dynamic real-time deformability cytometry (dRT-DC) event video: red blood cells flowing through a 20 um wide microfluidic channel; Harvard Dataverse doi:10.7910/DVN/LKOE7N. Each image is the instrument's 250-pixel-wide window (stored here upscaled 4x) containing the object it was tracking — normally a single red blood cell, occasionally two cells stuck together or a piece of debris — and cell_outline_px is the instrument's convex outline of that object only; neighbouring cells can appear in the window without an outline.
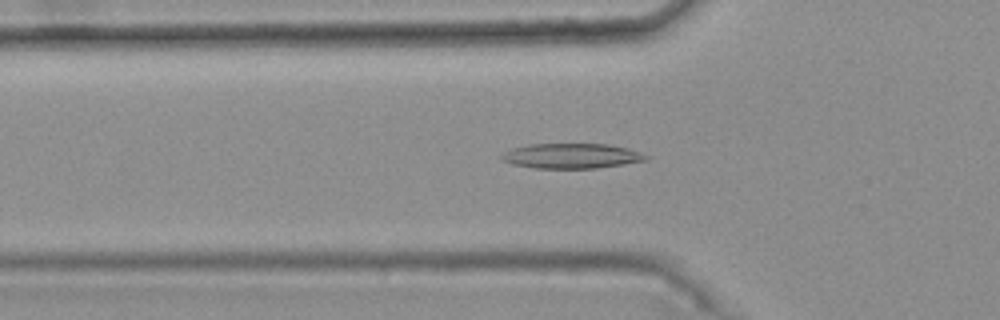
{"species": "common noctule bat (a hibernating species)", "species_latin": "Nyctalus noctula", "temperature_condition": "warm", "stored_images_in_passage": 41, "camera_frame_rate_fps": 3000, "um_per_image_px": 0.085, "animal": {"sex": "female", "body_mass_g": 25.1}, "frame": {"image": 1, "passage_image": 16, "time_ms": 5.0, "image_size_px": [1000, 320], "cell_outline_px": [[648, 160], [624, 164], [596, 168], [536, 168], [512, 164], [500, 160], [500, 156], [504, 152], [512, 148], [528, 144], [608, 144], [628, 148], [648, 156]], "centroid_in_image_um": [48.55, 13.25], "position_along_channel_um": 77.3, "area_um2": 21.04}}
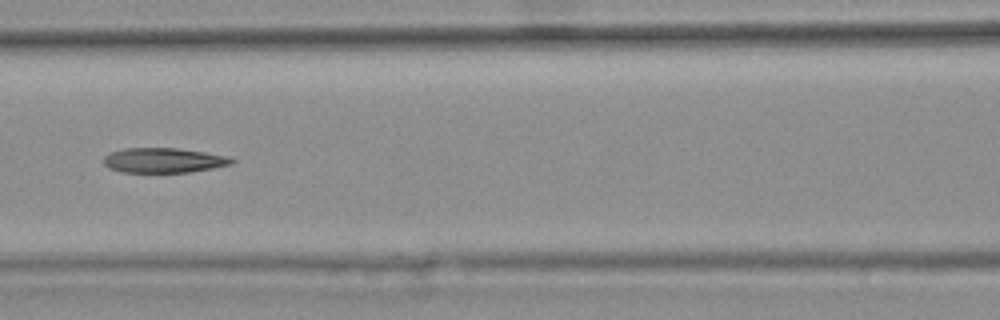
{"frame": {"image": 2, "passage_image": 22, "time_ms": 7.0, "image_size_px": [1000, 320], "cell_outline_px": [[236, 160], [232, 164], [212, 168], [188, 172], [124, 172], [108, 168], [104, 164], [104, 156], [108, 152], [124, 148], [176, 148], [204, 152], [228, 156]], "centroid_in_image_um": [13.89, 13.62], "position_along_channel_um": 152.7, "area_um2": 18.55}}
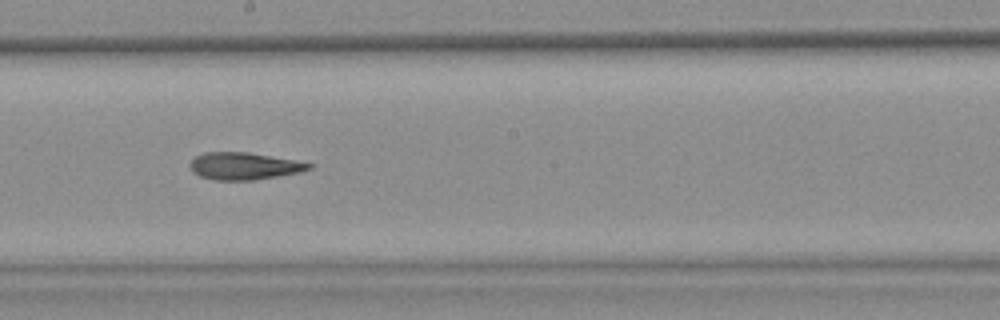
{"frame": {"image": 3, "passage_image": 28, "time_ms": 9.0, "image_size_px": [1000, 320], "cell_outline_px": [[316, 164], [312, 168], [300, 172], [252, 180], [216, 180], [200, 176], [192, 172], [188, 164], [196, 156], [204, 152], [248, 152]], "centroid_in_image_um": [20.73, 14.11], "position_along_channel_um": 227.5, "area_um2": 18.79}, "authors_computed_cell_mechanics": {"area_um2": 19.7098, "velocity_mm_per_s": 3.7479, "shape_relaxation_time_tau1_ms": null, "shape_relaxation_time_tau2_ms": 7.6833, "deformation_change_tau1": null, "deformation_change_tau2": 0.2171}}